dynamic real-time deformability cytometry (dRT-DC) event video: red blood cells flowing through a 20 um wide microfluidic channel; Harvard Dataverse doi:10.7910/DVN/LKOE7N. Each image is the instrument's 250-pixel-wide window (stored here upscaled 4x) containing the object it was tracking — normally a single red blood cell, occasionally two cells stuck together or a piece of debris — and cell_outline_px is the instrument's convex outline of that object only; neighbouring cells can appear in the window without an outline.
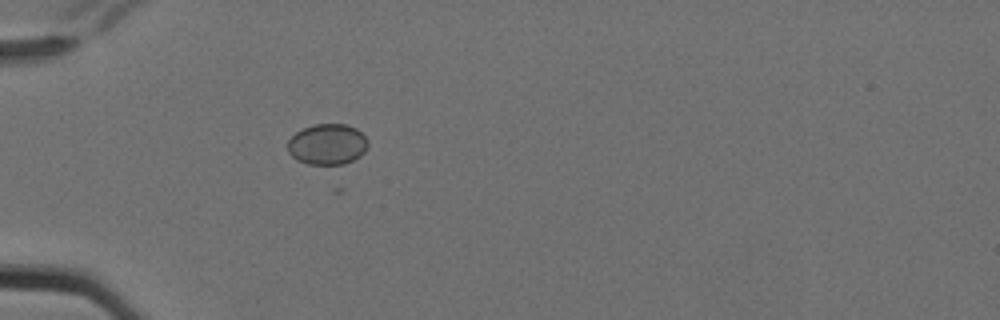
{"species": "Egyptian fruit bat (a non-hibernating species)", "species_latin": "Rousettus aegyptiacus", "temperature_condition": "cold", "stored_images_in_passage": 5, "camera_frame_rate_fps": 3000, "um_per_image_px": 0.085, "animal": {"sex": "female"}, "frame": {"image": 1, "passage_image": 5, "time_ms": 1.333, "image_size_px": [1000, 320], "cell_outline_px": [[368, 144], [364, 152], [360, 156], [344, 164], [308, 164], [296, 160], [288, 152], [288, 140], [296, 132], [304, 128], [316, 124], [344, 124], [356, 128], [368, 140]], "centroid_in_image_um": [27.82, 12.27], "position_along_channel_um": 57.2, "area_um2": 19.02}}